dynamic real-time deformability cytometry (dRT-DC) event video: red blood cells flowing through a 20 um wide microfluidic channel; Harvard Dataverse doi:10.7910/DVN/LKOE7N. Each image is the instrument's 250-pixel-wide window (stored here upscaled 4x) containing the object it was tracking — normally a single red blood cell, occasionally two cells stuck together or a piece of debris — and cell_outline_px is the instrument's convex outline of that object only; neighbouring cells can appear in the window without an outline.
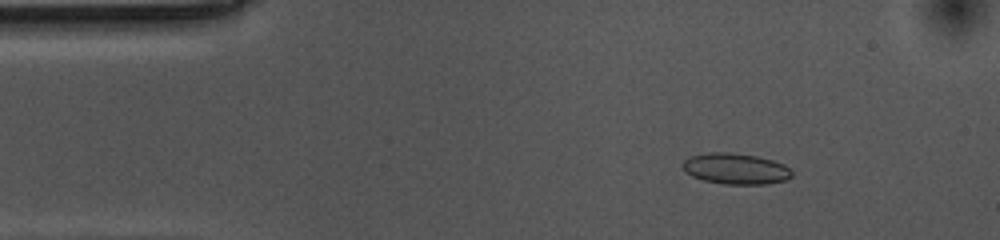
{"species": "common noctule bat (a hibernating species)", "species_latin": "Nyctalus noctula", "temperature_condition": "cold", "stored_images_in_passage": 55, "camera_frame_rate_fps": 3000, "um_per_image_px": 0.085, "animal": {"sex": "female", "body_mass_g": 10.0, "forearm_length_mm": 53.1}, "frame": {"image": 1, "passage_image": 7, "time_ms": 2.0, "image_size_px": [1000, 240], "cell_outline_px": [[792, 176], [784, 180], [768, 184], [724, 184], [704, 180], [692, 176], [684, 172], [680, 168], [680, 164], [684, 160], [692, 156], [712, 152], [728, 152], [756, 156], [772, 160], [784, 164], [792, 172]], "centroid_in_image_um": [62.49, 14.34], "position_along_channel_um": 22.5, "area_um2": 19.71}}
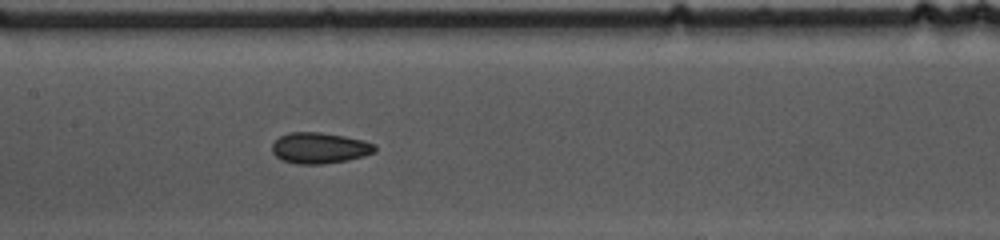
{"frame": {"image": 2, "passage_image": 25, "time_ms": 8.0, "image_size_px": [1000, 240], "cell_outline_px": [[376, 152], [364, 156], [348, 160], [320, 164], [296, 164], [280, 160], [272, 152], [272, 144], [280, 136], [288, 132], [320, 132], [344, 136], [364, 140], [376, 144]], "centroid_in_image_um": [27.17, 12.58], "position_along_channel_um": 180.2, "area_um2": 18.73}}
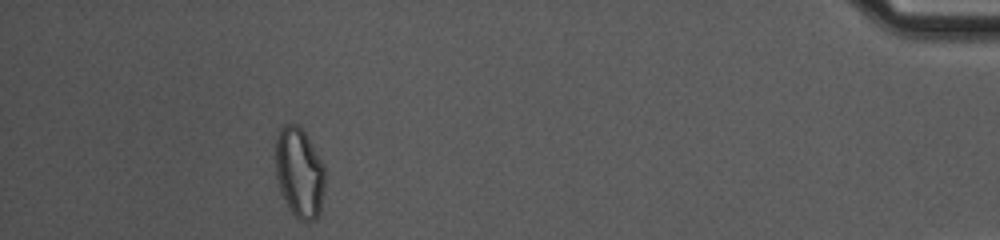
{"frame": {"image": 3, "passage_image": 50, "time_ms": 16.333, "image_size_px": [1000, 240], "cell_outline_px": [[324, 192], [320, 212], [316, 220], [296, 220], [288, 208], [280, 188], [276, 176], [276, 136], [280, 128], [284, 124], [296, 124], [304, 132], [324, 164]], "centroid_in_image_um": [25.45, 14.7], "position_along_channel_um": 409.8, "area_um2": 25.95}, "authors_computed_cell_mechanics": {"area_um2": 18.7272, "velocity_mm_per_s": 3.5469, "shape_relaxation_time_tau1_ms": null, "shape_relaxation_time_tau2_ms": 3.3215, "deformation_change_tau1": null, "deformation_change_tau2": 0.0776}}